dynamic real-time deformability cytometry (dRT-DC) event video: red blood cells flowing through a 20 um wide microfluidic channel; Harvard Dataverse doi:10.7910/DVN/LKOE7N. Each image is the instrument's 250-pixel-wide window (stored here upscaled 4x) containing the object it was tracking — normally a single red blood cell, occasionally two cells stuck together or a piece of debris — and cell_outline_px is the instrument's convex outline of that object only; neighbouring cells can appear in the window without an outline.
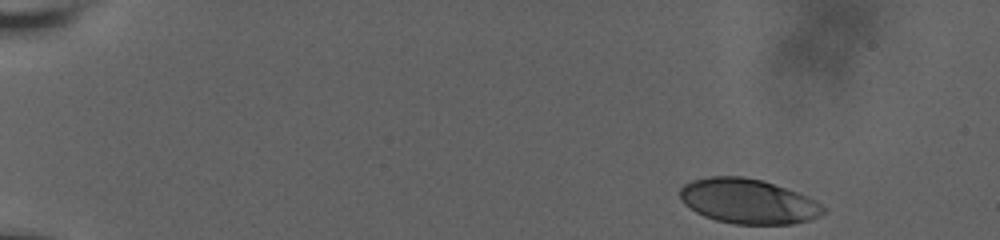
{"species": "human", "species_latin": "Homo sapiens", "temperature_condition": "room temperature", "stored_images_in_passage": 27, "camera_frame_rate_fps": 3000, "um_per_image_px": 0.085, "donor": {"sex": "male"}, "frame": {"image": 1, "passage_image": 1, "time_ms": 0.0, "image_size_px": [1000, 240], "cell_outline_px": [[828, 212], [812, 220], [792, 224], [736, 224], [716, 220], [704, 216], [696, 212], [684, 204], [680, 200], [680, 188], [684, 184], [692, 180], [708, 176], [744, 176], [760, 180], [808, 196], [816, 200]], "centroid_in_image_um": [63.59, 17.11], "position_along_channel_um": 21.4, "area_um2": 37.57}}
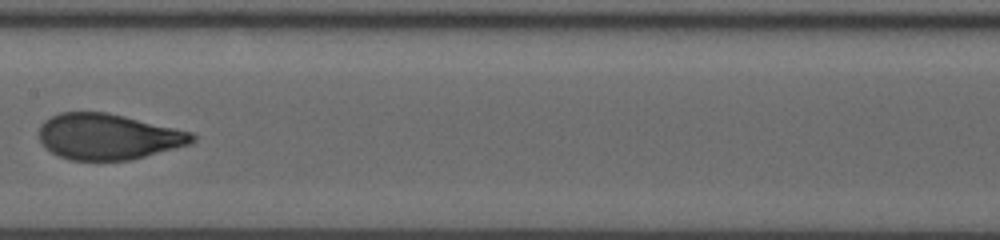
{"frame": {"image": 2, "passage_image": 15, "time_ms": 8.667, "image_size_px": [1000, 240], "cell_outline_px": [[196, 140], [192, 144], [132, 160], [72, 160], [60, 156], [44, 148], [40, 140], [40, 124], [44, 120], [60, 112], [108, 112], [192, 132], [196, 136]], "centroid_in_image_um": [9.22, 11.62], "position_along_channel_um": 198.2, "area_um2": 41.1}}
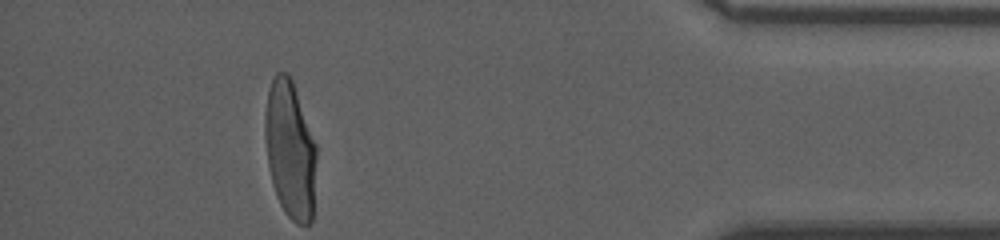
{"frame": {"image": 3, "passage_image": 27, "time_ms": 15.667, "image_size_px": [1000, 240], "cell_outline_px": [[316, 156], [312, 220], [308, 224], [296, 224], [284, 212], [276, 196], [272, 184], [268, 168], [264, 132], [264, 112], [268, 88], [276, 72], [288, 72], [292, 80], [316, 144]], "centroid_in_image_um": [24.63, 12.71], "position_along_channel_um": 410.6, "area_um2": 41.5}, "authors_computed_cell_mechanics": {"area_um2": 40.5756, "velocity_mm_per_s": 3.6396, "shape_relaxation_time_tau1_ms": 5.1078, "shape_relaxation_time_tau2_ms": null, "deformation_change_tau1": 0.1935, "deformation_change_tau2": null}}